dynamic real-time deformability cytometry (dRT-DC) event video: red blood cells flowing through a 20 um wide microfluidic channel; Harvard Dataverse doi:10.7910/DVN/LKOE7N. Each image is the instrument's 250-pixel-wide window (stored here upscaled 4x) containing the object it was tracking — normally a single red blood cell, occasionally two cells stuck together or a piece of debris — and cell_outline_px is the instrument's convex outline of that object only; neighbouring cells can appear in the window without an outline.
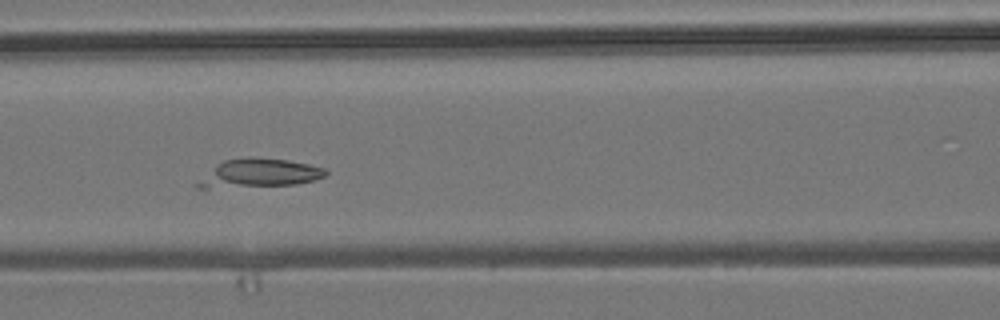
{"species": "common noctule bat (a hibernating species)", "species_latin": "Nyctalus noctula", "temperature_condition": "room temperature", "stored_images_in_passage": 38, "camera_frame_rate_fps": 3000, "um_per_image_px": 0.085, "animal": {"sex": "male", "body_mass_g": 19.2, "forearm_length_mm": 51.8}, "frame": {"image": 1, "passage_image": 7, "time_ms": 2.0, "image_size_px": [1000, 320], "cell_outline_px": [[328, 172], [324, 176], [316, 180], [296, 184], [208, 188], [196, 188], [196, 184], [216, 164], [224, 160], [288, 160], [308, 164], [324, 168]], "centroid_in_image_um": [22.06, 14.76], "position_along_channel_um": 144.5, "area_um2": 20.17}}
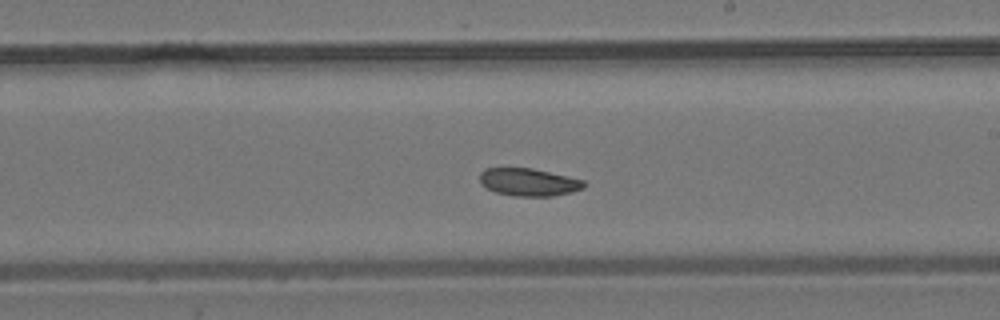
{"frame": {"image": 2, "passage_image": 15, "time_ms": 4.667, "image_size_px": [1000, 320], "cell_outline_px": [[584, 188], [572, 192], [552, 196], [512, 196], [496, 192], [480, 184], [480, 172], [484, 168], [532, 168], [568, 176], [584, 180]], "centroid_in_image_um": [44.92, 15.48], "position_along_channel_um": 244.1, "area_um2": 16.82}}
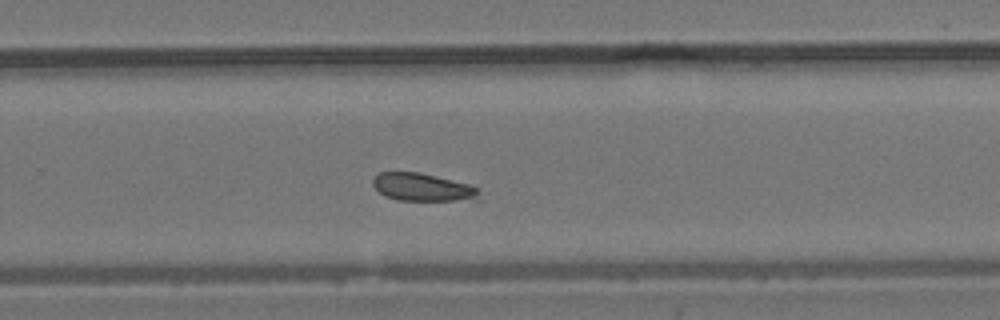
{"frame": {"image": 3, "passage_image": 19, "time_ms": 6.0, "image_size_px": [1000, 320], "cell_outline_px": [[480, 200], [400, 200], [384, 196], [372, 184], [372, 180], [380, 172], [420, 172], [472, 184], [480, 188]], "centroid_in_image_um": [36.0, 15.91], "position_along_channel_um": 293.8, "area_um2": 17.46}}